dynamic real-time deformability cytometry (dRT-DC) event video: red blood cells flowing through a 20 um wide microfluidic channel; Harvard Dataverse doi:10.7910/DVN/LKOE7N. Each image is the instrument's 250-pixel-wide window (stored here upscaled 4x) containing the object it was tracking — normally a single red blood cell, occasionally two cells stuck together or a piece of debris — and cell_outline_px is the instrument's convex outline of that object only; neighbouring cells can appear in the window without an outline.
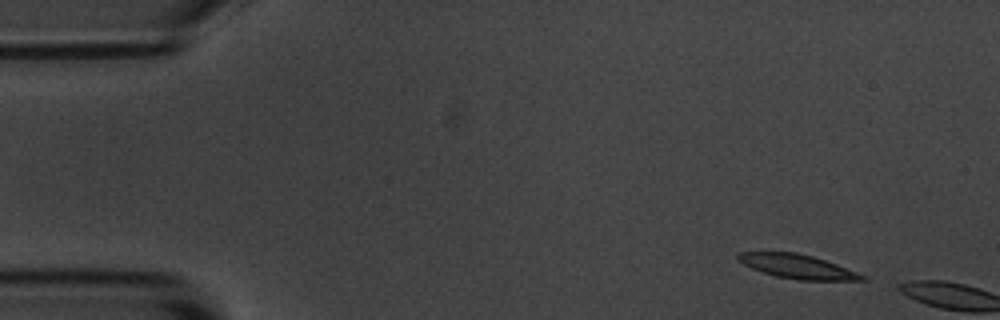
{"species": "common noctule bat (a hibernating species)", "species_latin": "Nyctalus noctula", "temperature_condition": "room temperature", "stored_images_in_passage": 2, "camera_frame_rate_fps": 3000, "um_per_image_px": 0.085, "animal": {"sex": "male", "body_mass_g": 20.1, "forearm_length_mm": 53.5}, "frame": {"image": 1, "passage_image": 1, "time_ms": 0.0, "image_size_px": [1000, 320], "cell_outline_px": [[868, 280], [800, 280], [776, 276], [752, 268], [736, 260], [736, 252], [796, 252], [812, 256], [836, 264], [868, 276]], "centroid_in_image_um": [67.78, 22.65], "position_along_channel_um": 17.2, "area_um2": 17.34}}